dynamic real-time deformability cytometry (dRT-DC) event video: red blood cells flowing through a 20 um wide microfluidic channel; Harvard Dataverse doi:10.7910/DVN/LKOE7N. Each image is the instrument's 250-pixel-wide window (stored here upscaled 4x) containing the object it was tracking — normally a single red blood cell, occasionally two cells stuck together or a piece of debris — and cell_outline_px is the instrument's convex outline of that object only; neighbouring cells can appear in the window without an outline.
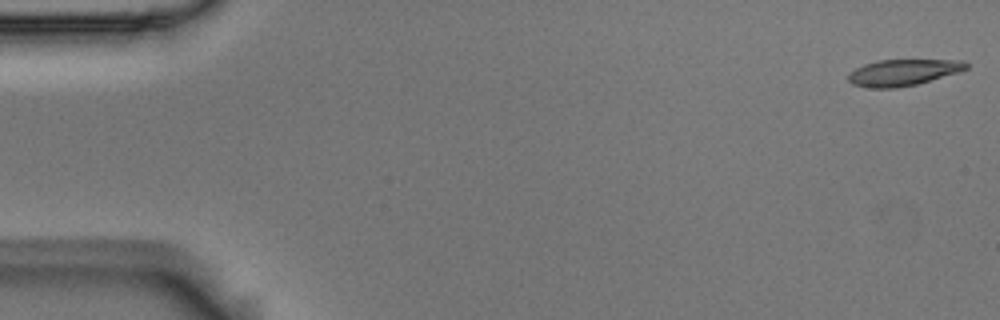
{"species": "Egyptian fruit bat (a non-hibernating species)", "species_latin": "Rousettus aegyptiacus", "temperature_condition": "room temperature", "stored_images_in_passage": 54, "camera_frame_rate_fps": 3000, "um_per_image_px": 0.085, "animal": {"sex": "male"}, "frame": {"image": 1, "passage_image": 1, "time_ms": 0.0, "image_size_px": [1000, 320], "cell_outline_px": [[968, 68], [956, 72], [916, 84], [896, 88], [872, 88], [852, 84], [848, 80], [848, 72], [864, 64], [876, 60], [964, 60], [968, 64]], "centroid_in_image_um": [76.7, 6.15], "position_along_channel_um": 8.3, "area_um2": 17.92}}
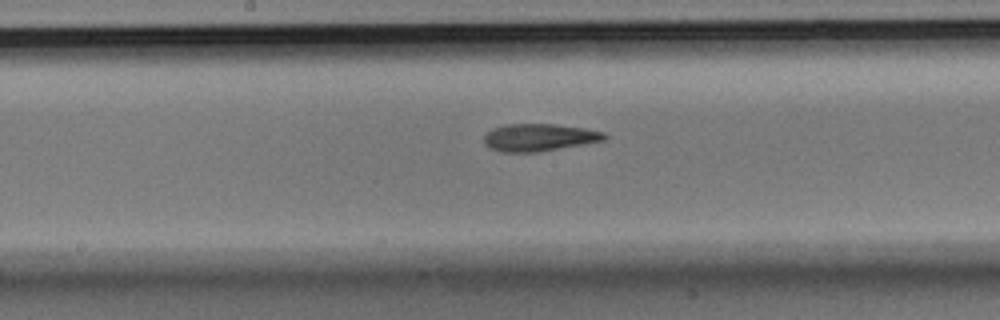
{"frame": {"image": 2, "passage_image": 28, "time_ms": 9.0, "image_size_px": [1000, 320], "cell_outline_px": [[608, 136], [604, 140], [584, 144], [536, 152], [500, 152], [484, 144], [484, 136], [492, 128], [504, 124], [552, 124], [584, 128], [604, 132]], "centroid_in_image_um": [45.81, 11.68], "position_along_channel_um": 202.4, "area_um2": 19.13}}
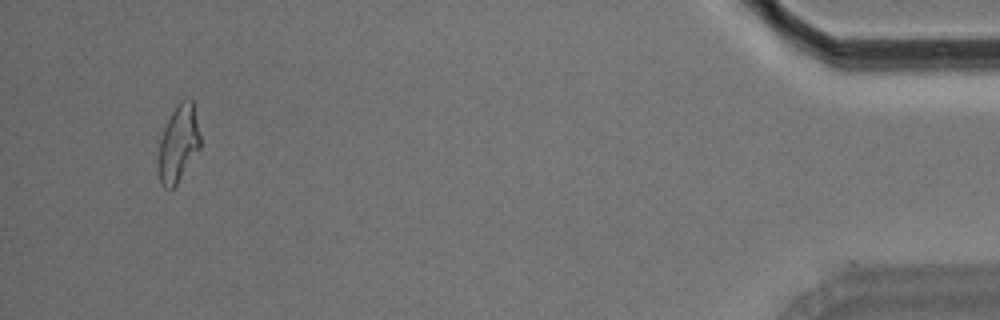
{"frame": {"image": 3, "passage_image": 52, "time_ms": 17.0, "image_size_px": [1000, 320], "cell_outline_px": [[200, 148], [176, 184], [172, 188], [164, 188], [160, 184], [156, 160], [160, 136], [176, 104], [180, 100], [188, 96], [192, 100], [200, 136]], "centroid_in_image_um": [15.12, 12.2], "position_along_channel_um": 420.1, "area_um2": 18.96}, "authors_computed_cell_mechanics": {"area_um2": 18.9295, "velocity_mm_per_s": 3.6713, "shape_relaxation_time_tau1_ms": null, "shape_relaxation_time_tau2_ms": 4.4917, "deformation_change_tau1": null, "deformation_change_tau2": 0.137}}